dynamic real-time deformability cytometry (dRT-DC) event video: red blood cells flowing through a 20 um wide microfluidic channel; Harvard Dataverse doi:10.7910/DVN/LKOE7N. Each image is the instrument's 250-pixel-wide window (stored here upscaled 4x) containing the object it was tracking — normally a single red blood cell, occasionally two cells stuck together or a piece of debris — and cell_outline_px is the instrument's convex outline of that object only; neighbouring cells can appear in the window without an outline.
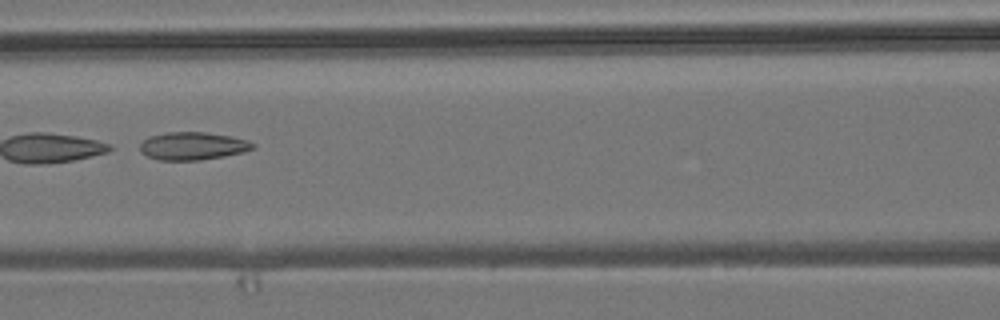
{"species": "common noctule bat (a hibernating species)", "species_latin": "Nyctalus noctula", "temperature_condition": "room temperature", "stored_images_in_passage": 52, "camera_frame_rate_fps": 3000, "um_per_image_px": 0.085, "animal": {"sex": "male", "body_mass_g": 19.2, "forearm_length_mm": 51.8}, "frame": {"image": 1, "passage_image": 23, "time_ms": 7.333, "image_size_px": [1000, 320], "cell_outline_px": [[256, 148], [244, 152], [224, 156], [200, 160], [160, 160], [148, 156], [140, 152], [140, 144], [148, 136], [168, 132], [204, 132], [232, 136], [248, 140], [256, 144]], "centroid_in_image_um": [16.41, 12.4], "position_along_channel_um": 150.2, "area_um2": 18.44}}